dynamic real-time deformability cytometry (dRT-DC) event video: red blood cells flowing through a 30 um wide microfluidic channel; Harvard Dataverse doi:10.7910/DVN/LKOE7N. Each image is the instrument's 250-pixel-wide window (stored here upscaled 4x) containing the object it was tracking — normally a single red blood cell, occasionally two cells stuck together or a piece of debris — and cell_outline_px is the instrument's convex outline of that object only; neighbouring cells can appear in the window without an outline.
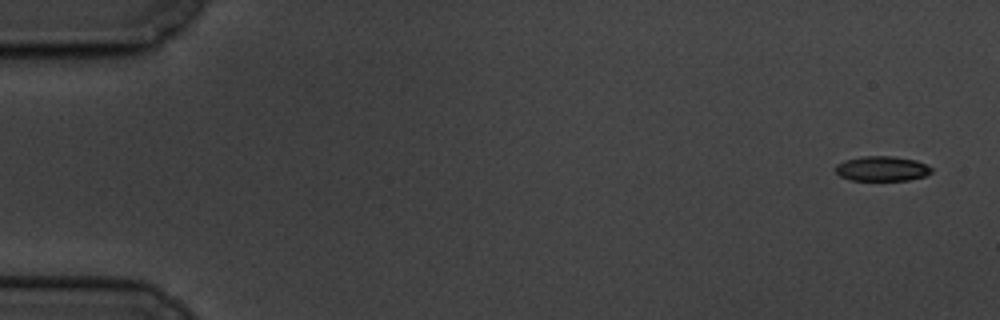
{"species": "common noctule bat (a hibernating species)", "species_latin": "Nyctalus noctula", "temperature_condition": "cold", "stored_images_in_passage": 6, "camera_frame_rate_fps": 3000, "um_per_image_px": 0.085, "animal": {"sex": "male", "body_mass_g": 19.5, "forearm_length_mm": 54.6}, "frame": {"image": 1, "passage_image": 1, "time_ms": 0.0, "image_size_px": [1000, 320], "cell_outline_px": [[932, 172], [924, 176], [908, 180], [852, 180], [840, 176], [836, 172], [836, 164], [844, 160], [860, 156], [892, 156], [916, 160], [932, 168]], "centroid_in_image_um": [74.95, 14.33], "position_along_channel_um": 10.1, "area_um2": 13.87}}
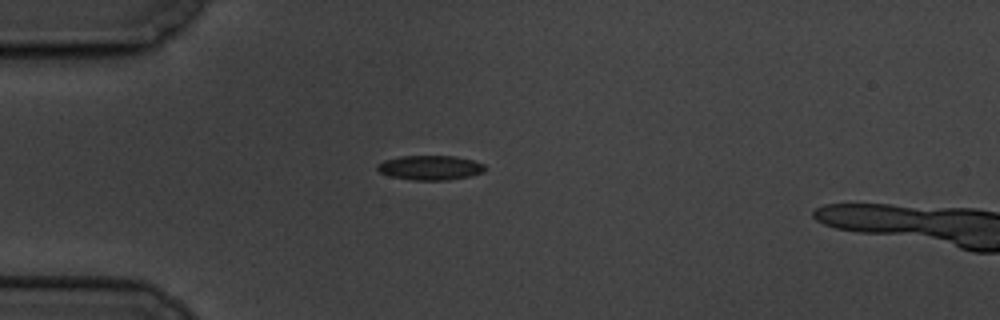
{"frame": {"image": 2, "passage_image": 5, "time_ms": 4.667, "image_size_px": [1000, 320], "cell_outline_px": [[484, 172], [472, 176], [448, 180], [412, 180], [392, 176], [380, 172], [376, 168], [376, 164], [384, 160], [400, 156], [456, 156], [472, 160], [484, 164]], "centroid_in_image_um": [36.57, 14.25], "position_along_channel_um": 48.4, "area_um2": 15.43}}